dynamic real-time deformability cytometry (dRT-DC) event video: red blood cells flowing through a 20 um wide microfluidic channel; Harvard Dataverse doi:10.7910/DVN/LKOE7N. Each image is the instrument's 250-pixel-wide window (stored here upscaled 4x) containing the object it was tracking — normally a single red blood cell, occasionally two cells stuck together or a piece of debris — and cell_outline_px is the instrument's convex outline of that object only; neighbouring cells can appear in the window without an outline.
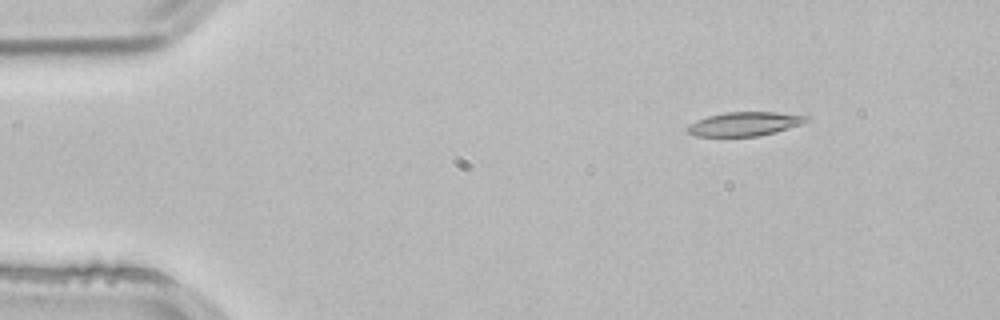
{"species": "common noctule bat (a hibernating species)", "species_latin": "Nyctalus noctula", "temperature_condition": "room temperature", "stored_images_in_passage": 3, "camera_frame_rate_fps": 3000, "um_per_image_px": 0.085, "animal": {"sex": "male", "body_mass_g": 21.5, "forearm_length_mm": 52.0}, "frame": {"image": 1, "passage_image": 1, "time_ms": 0.0, "image_size_px": [1000, 320], "cell_outline_px": [[812, 120], [776, 132], [756, 136], [696, 136], [688, 132], [684, 128], [688, 124], [696, 120], [708, 116], [724, 112], [776, 112], [812, 116]], "centroid_in_image_um": [63.3, 10.52], "position_along_channel_um": 21.7, "area_um2": 16.76}}
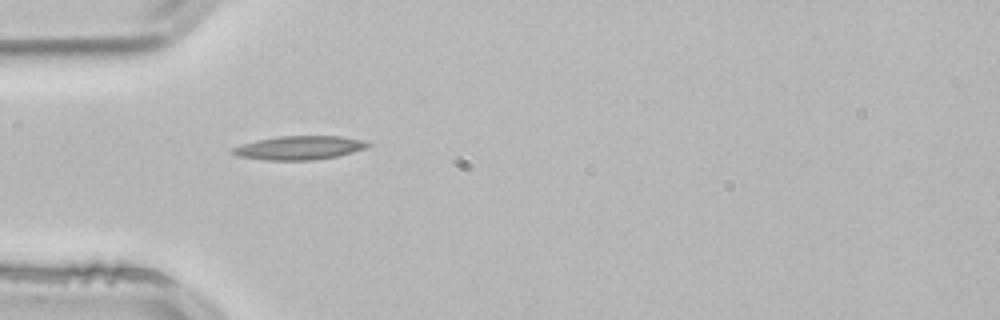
{"frame": {"image": 2, "passage_image": 3, "time_ms": 0.667, "image_size_px": [1000, 320], "cell_outline_px": [[372, 144], [368, 148], [336, 156], [312, 160], [268, 160], [240, 156], [228, 152], [232, 148], [256, 140], [280, 136], [340, 136], [364, 140]], "centroid_in_image_um": [25.47, 12.55], "position_along_channel_um": 59.5, "area_um2": 18.61}}